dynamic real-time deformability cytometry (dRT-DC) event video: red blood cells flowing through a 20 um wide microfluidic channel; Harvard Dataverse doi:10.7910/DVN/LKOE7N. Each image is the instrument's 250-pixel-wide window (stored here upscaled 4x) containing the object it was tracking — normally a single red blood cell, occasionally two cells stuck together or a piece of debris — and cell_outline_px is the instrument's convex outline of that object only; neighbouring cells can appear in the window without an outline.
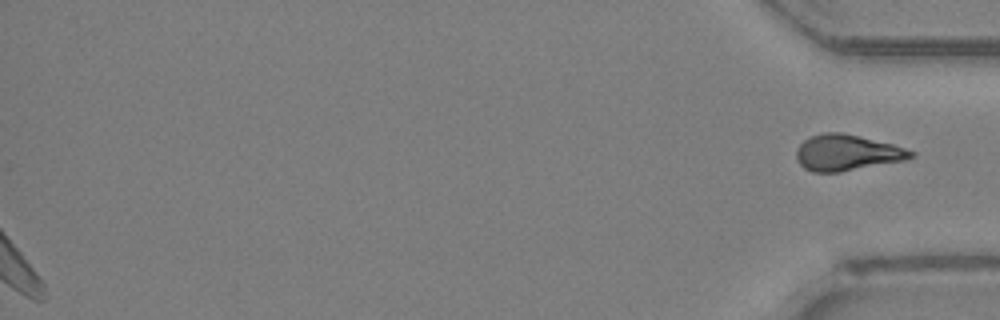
{"species": "Egyptian fruit bat (a non-hibernating species)", "species_latin": "Rousettus aegyptiacus", "temperature_condition": "room temperature", "stored_images_in_passage": 48, "segment_of_instrument_passage": [2, 2], "camera_frame_rate_fps": 3000, "um_per_image_px": 0.085, "animal": {"sex": "female"}, "frame": {"image": 1, "passage_image": 48, "time_ms": 15.667, "image_size_px": [1000, 320], "cell_outline_px": [[916, 156], [904, 160], [840, 172], [812, 172], [804, 168], [796, 160], [796, 148], [804, 140], [812, 136], [824, 132], [840, 132], [892, 144], [916, 152]], "centroid_in_image_um": [71.97, 12.98], "position_along_channel_um": 363.2, "area_um2": 23.87}}